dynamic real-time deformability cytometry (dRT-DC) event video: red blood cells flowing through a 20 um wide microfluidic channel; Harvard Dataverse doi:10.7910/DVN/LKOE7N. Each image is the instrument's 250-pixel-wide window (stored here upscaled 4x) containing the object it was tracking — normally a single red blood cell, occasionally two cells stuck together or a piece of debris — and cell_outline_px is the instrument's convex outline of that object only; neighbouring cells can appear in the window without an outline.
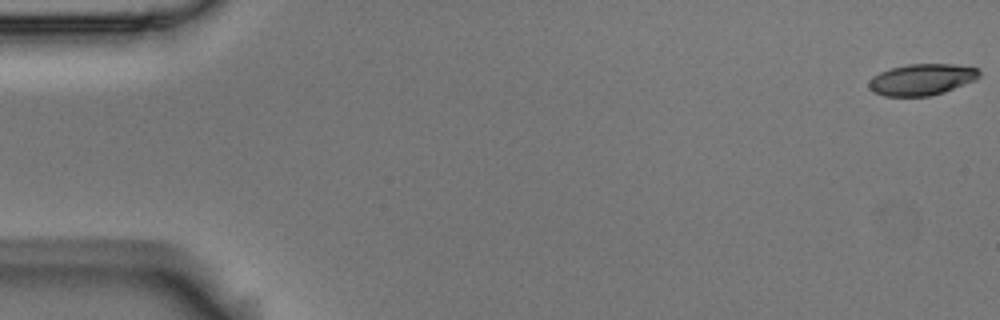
{"species": "Egyptian fruit bat (a non-hibernating species)", "species_latin": "Rousettus aegyptiacus", "temperature_condition": "room temperature", "stored_images_in_passage": 5, "segment_of_instrument_passage": [2, 2], "camera_frame_rate_fps": 3000, "um_per_image_px": 0.085, "animal": {"sex": "male"}, "frame": {"image": 1, "passage_image": 5, "time_ms": 1.333, "image_size_px": [1000, 320], "cell_outline_px": [[980, 76], [976, 80], [944, 92], [928, 96], [884, 96], [872, 92], [868, 88], [868, 80], [872, 76], [888, 68], [908, 64], [956, 64], [980, 68]], "centroid_in_image_um": [78.34, 6.75], "position_along_channel_um": 6.7, "area_um2": 20.52}}